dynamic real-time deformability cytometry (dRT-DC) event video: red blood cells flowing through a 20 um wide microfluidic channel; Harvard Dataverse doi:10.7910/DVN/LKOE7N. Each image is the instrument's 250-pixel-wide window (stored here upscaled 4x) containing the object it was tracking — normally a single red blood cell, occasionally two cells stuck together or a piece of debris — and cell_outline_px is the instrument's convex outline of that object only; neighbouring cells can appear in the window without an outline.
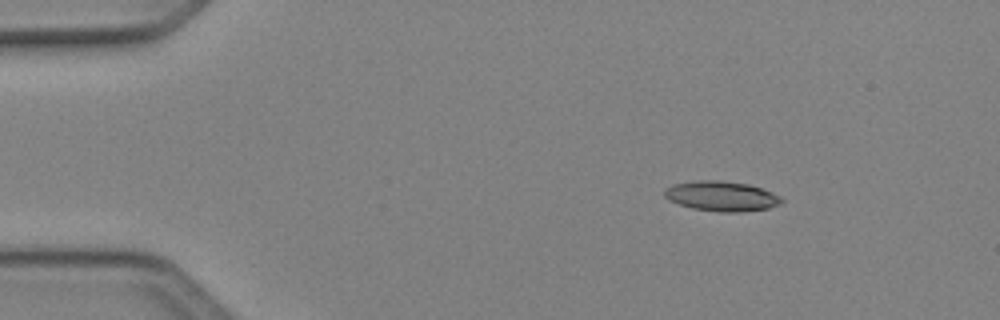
{"species": "Egyptian fruit bat (a non-hibernating species)", "species_latin": "Rousettus aegyptiacus", "temperature_condition": "cold", "stored_images_in_passage": 43, "camera_frame_rate_fps": 3000, "um_per_image_px": 0.085, "animal": {"sex": "female"}, "frame": {"image": 1, "passage_image": 1, "time_ms": 0.0, "image_size_px": [1000, 320], "cell_outline_px": [[784, 200], [780, 204], [768, 208], [740, 212], [720, 212], [692, 208], [668, 200], [664, 196], [664, 188], [672, 184], [700, 180], [716, 180], [748, 184], [772, 192], [780, 196]], "centroid_in_image_um": [61.31, 16.67], "position_along_channel_um": 23.7, "area_um2": 20.4}}
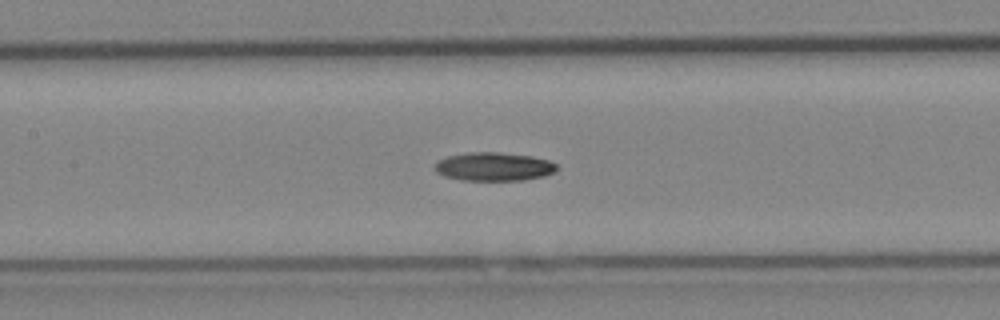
{"frame": {"image": 2, "passage_image": 17, "time_ms": 5.333, "image_size_px": [1000, 320], "cell_outline_px": [[556, 172], [544, 176], [524, 180], [460, 180], [444, 176], [436, 172], [436, 164], [440, 160], [448, 156], [468, 152], [496, 152], [532, 156], [548, 160], [556, 164]], "centroid_in_image_um": [41.99, 14.17], "position_along_channel_um": 165.4, "area_um2": 20.17}}
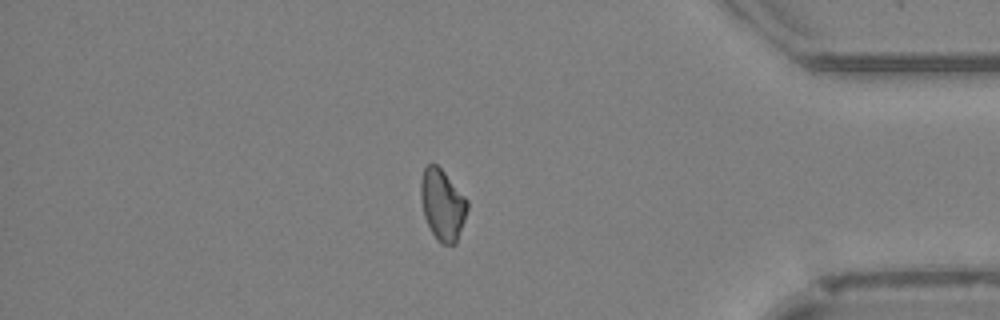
{"frame": {"image": 3, "passage_image": 36, "time_ms": 11.667, "image_size_px": [1000, 320], "cell_outline_px": [[468, 208], [456, 244], [440, 244], [436, 240], [424, 216], [420, 196], [420, 180], [424, 168], [428, 164], [436, 164], [444, 172], [468, 200]], "centroid_in_image_um": [37.6, 17.41], "position_along_channel_um": 397.6, "area_um2": 19.25}, "authors_computed_cell_mechanics": {"area_um2": 19.8254, "velocity_mm_per_s": 4.1512, "shape_relaxation_time_tau1_ms": 5.7962, "shape_relaxation_time_tau2_ms": null, "deformation_change_tau1": 0.1497, "deformation_change_tau2": null}}